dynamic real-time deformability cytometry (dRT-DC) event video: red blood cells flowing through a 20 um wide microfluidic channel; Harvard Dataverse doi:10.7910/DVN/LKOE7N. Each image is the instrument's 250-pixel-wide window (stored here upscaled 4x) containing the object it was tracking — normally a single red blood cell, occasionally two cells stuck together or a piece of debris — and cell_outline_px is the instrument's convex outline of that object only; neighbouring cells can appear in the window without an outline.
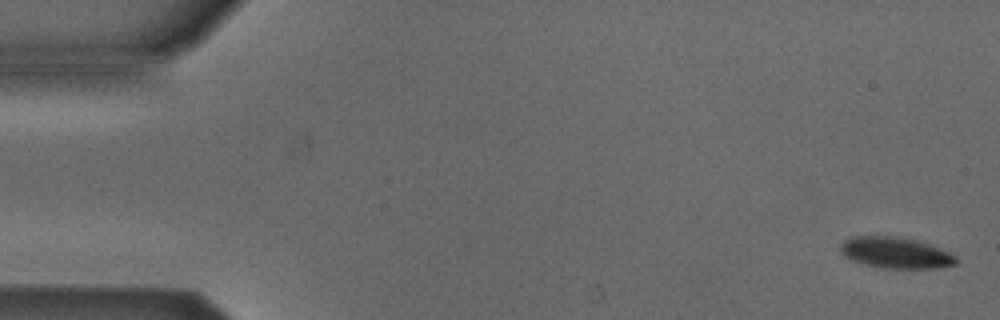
{"species": "Egyptian fruit bat (a non-hibernating species)", "species_latin": "Rousettus aegyptiacus", "temperature_condition": "cold", "stored_images_in_passage": 4, "camera_frame_rate_fps": 3000, "um_per_image_px": 0.085, "animal": {"sex": "male"}, "frame": {"image": 1, "passage_image": 1, "time_ms": 0.0, "image_size_px": [1000, 320], "cell_outline_px": [[960, 260], [956, 264], [940, 268], [884, 268], [864, 264], [852, 260], [844, 256], [840, 252], [840, 244], [844, 240], [852, 236], [892, 236], [916, 240], [940, 248], [956, 256]], "centroid_in_image_um": [76.13, 21.49], "position_along_channel_um": 8.9, "area_um2": 21.04}}
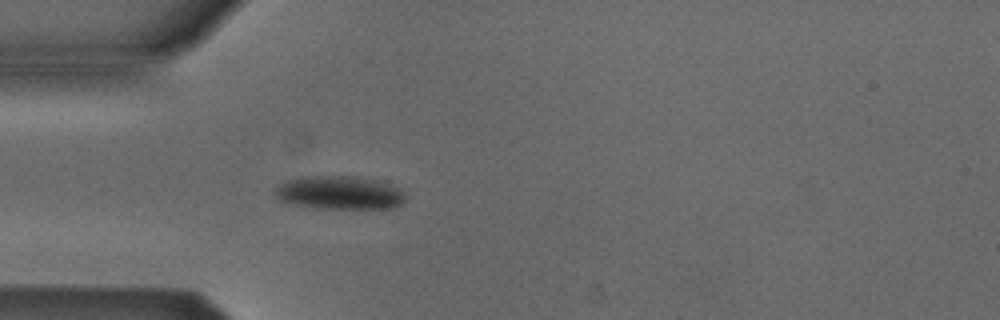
{"frame": {"image": 2, "passage_image": 4, "time_ms": 1.0, "image_size_px": [1000, 320], "cell_outline_px": [[404, 200], [400, 204], [392, 208], [316, 208], [292, 204], [280, 200], [272, 192], [272, 188], [276, 184], [300, 176], [348, 176], [376, 180], [400, 188], [404, 192]], "centroid_in_image_um": [28.77, 16.37], "position_along_channel_um": 56.2, "area_um2": 25.49}}